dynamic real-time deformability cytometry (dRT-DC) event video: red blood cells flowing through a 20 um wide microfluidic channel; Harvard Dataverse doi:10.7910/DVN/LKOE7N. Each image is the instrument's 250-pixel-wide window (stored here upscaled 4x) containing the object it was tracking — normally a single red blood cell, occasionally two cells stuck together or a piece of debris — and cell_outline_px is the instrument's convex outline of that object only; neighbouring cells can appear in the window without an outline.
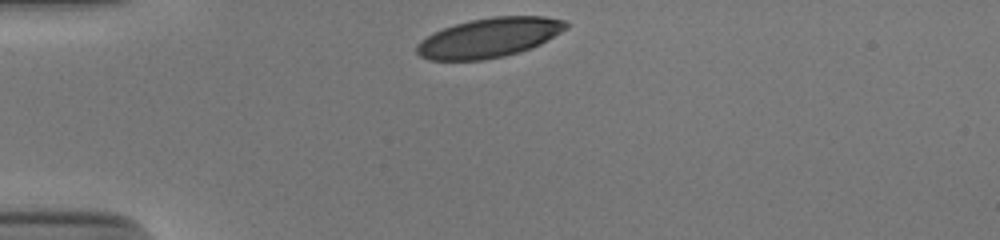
{"species": "human", "species_latin": "Homo sapiens", "temperature_condition": "cold", "stored_images_in_passage": 31, "camera_frame_rate_fps": 3000, "um_per_image_px": 0.085, "donor": {"sex": "male"}, "frame": {"image": 1, "passage_image": 1, "time_ms": 0.0, "image_size_px": [1000, 240], "cell_outline_px": [[568, 28], [540, 44], [532, 48], [520, 52], [504, 56], [484, 60], [428, 60], [420, 56], [416, 52], [416, 44], [420, 40], [432, 32], [456, 24], [472, 20], [496, 16], [544, 16], [564, 20], [568, 24]], "centroid_in_image_um": [41.56, 3.21], "position_along_channel_um": 43.4, "area_um2": 34.45}}
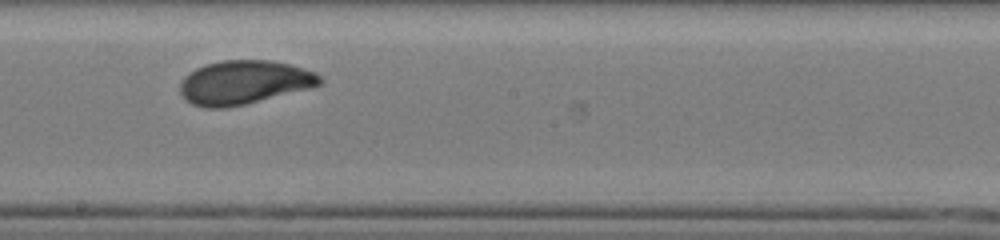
{"frame": {"image": 2, "passage_image": 18, "time_ms": 5.667, "image_size_px": [1000, 240], "cell_outline_px": [[324, 80], [320, 84], [312, 88], [244, 104], [224, 108], [204, 108], [192, 104], [180, 92], [180, 80], [188, 72], [204, 64], [224, 60], [272, 60], [292, 64], [316, 72]], "centroid_in_image_um": [20.76, 6.99], "position_along_channel_um": 227.4, "area_um2": 35.95}}
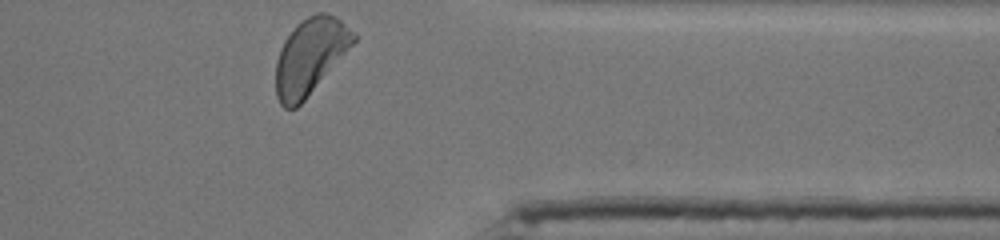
{"frame": {"image": 3, "passage_image": 31, "time_ms": 10.0, "image_size_px": [1000, 240], "cell_outline_px": [[356, 40], [304, 100], [296, 108], [284, 108], [280, 104], [276, 96], [276, 60], [280, 48], [284, 40], [292, 28], [296, 24], [308, 16], [316, 12], [328, 12], [340, 20], [356, 36]], "centroid_in_image_um": [26.31, 4.77], "position_along_channel_um": 385.1, "area_um2": 33.87}, "authors_computed_cell_mechanics": {"area_um2": 35.0846, "velocity_mm_per_s": 3.8367, "shape_relaxation_time_tau1_ms": 3.3579, "shape_relaxation_time_tau2_ms": null, "deformation_change_tau1": 0.1413, "deformation_change_tau2": null}}